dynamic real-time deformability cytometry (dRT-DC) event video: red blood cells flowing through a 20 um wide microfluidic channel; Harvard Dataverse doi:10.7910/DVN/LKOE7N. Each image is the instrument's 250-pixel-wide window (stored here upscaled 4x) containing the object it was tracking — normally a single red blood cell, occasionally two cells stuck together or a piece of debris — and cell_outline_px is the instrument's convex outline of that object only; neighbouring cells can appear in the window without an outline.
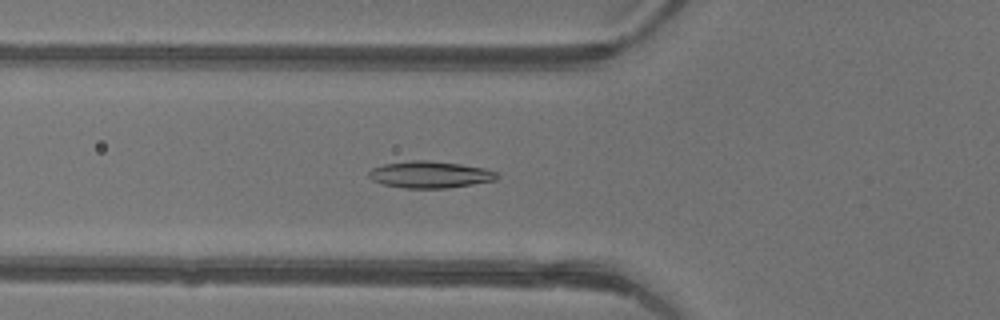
{"species": "common noctule bat (a hibernating species)", "species_latin": "Nyctalus noctula", "temperature_condition": "warm", "stored_images_in_passage": 33, "camera_frame_rate_fps": 3000, "um_per_image_px": 0.085, "animal": {"sex": "female"}, "frame": {"image": 1, "passage_image": 10, "time_ms": 3.0, "image_size_px": [1000, 320], "cell_outline_px": [[500, 176], [496, 180], [448, 188], [404, 188], [384, 184], [372, 180], [368, 176], [368, 172], [372, 168], [384, 164], [412, 160], [428, 160], [460, 164], [484, 168], [496, 172]], "centroid_in_image_um": [36.55, 14.84], "position_along_channel_um": 89.3, "area_um2": 19.94}}
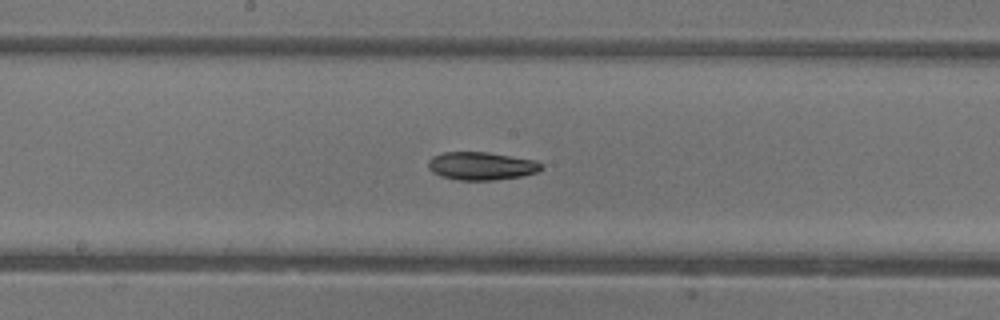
{"frame": {"image": 2, "passage_image": 18, "time_ms": 5.667, "image_size_px": [1000, 320], "cell_outline_px": [[544, 168], [536, 172], [520, 176], [492, 180], [456, 180], [440, 176], [432, 172], [428, 168], [428, 160], [432, 156], [444, 152], [488, 152], [536, 160], [544, 164]], "centroid_in_image_um": [40.91, 14.1], "position_along_channel_um": 207.3, "area_um2": 18.61}}
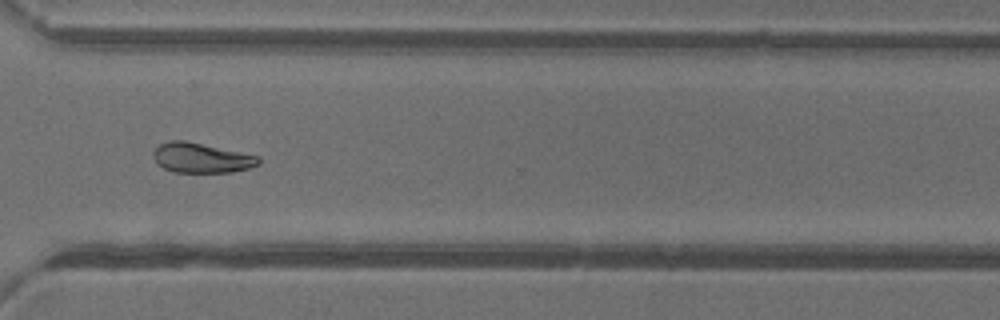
{"frame": {"image": 3, "passage_image": 28, "time_ms": 9.0, "image_size_px": [1000, 320], "cell_outline_px": [[260, 164], [248, 168], [232, 172], [172, 172], [164, 168], [152, 156], [152, 152], [160, 144], [168, 140], [184, 140], [260, 156]], "centroid_in_image_um": [17.12, 13.41], "position_along_channel_um": 353.5, "area_um2": 18.26}, "authors_computed_cell_mechanics": {"area_um2": 18.9584, "velocity_mm_per_s": 4.4039, "shape_relaxation_time_tau1_ms": 7.0383, "shape_relaxation_time_tau2_ms": 7.2757, "deformation_change_tau1": 0.1463, "deformation_change_tau2": 0.1341}}